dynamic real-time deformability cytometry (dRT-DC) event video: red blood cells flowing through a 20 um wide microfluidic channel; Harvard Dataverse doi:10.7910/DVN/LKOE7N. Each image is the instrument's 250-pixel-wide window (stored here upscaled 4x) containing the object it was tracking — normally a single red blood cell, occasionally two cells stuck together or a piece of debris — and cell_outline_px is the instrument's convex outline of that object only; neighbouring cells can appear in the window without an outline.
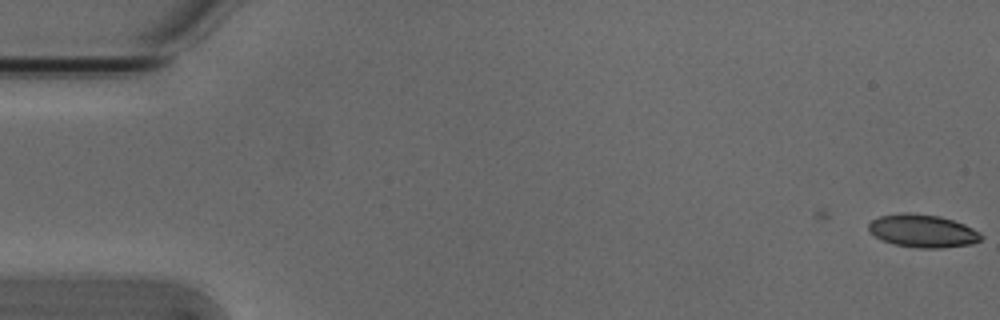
{"species": "Egyptian fruit bat (a non-hibernating species)", "species_latin": "Rousettus aegyptiacus", "temperature_condition": "cold", "stored_images_in_passage": 2, "camera_frame_rate_fps": 3000, "um_per_image_px": 0.085, "animal": {"sex": "male"}, "frame": {"image": 1, "passage_image": 2, "time_ms": 0.333, "image_size_px": [1000, 320], "cell_outline_px": [[984, 236], [980, 240], [972, 244], [940, 248], [920, 248], [896, 244], [884, 240], [876, 236], [868, 228], [868, 224], [872, 220], [880, 216], [904, 212], [908, 212], [940, 216], [964, 224], [980, 232]], "centroid_in_image_um": [78.46, 19.62], "position_along_channel_um": 6.5, "area_um2": 21.39}}